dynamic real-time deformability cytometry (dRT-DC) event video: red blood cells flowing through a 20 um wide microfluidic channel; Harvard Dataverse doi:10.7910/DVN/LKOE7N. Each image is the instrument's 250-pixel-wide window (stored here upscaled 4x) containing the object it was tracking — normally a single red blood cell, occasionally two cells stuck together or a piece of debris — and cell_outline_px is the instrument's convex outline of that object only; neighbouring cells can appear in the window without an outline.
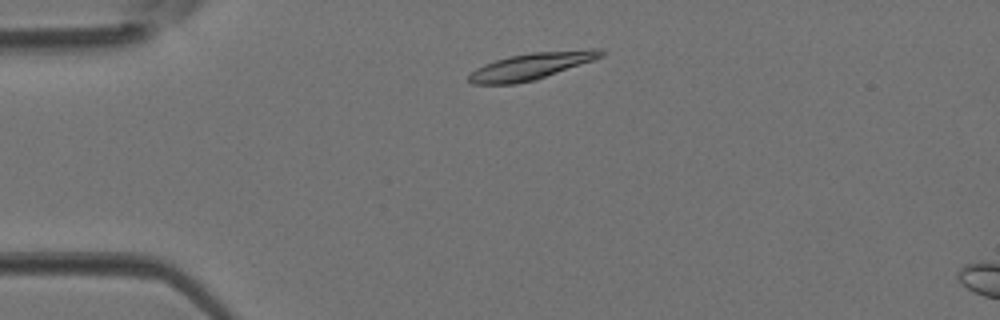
{"species": "Egyptian fruit bat (a non-hibernating species)", "species_latin": "Rousettus aegyptiacus", "temperature_condition": "room temperature", "stored_images_in_passage": 2, "camera_frame_rate_fps": 3000, "um_per_image_px": 0.085, "animal": {"sex": "female"}, "frame": {"image": 1, "passage_image": 1, "time_ms": 0.0, "image_size_px": [1000, 320], "cell_outline_px": [[604, 56], [536, 80], [516, 84], [472, 84], [468, 80], [468, 76], [476, 68], [484, 64], [508, 56], [532, 52], [588, 48], [600, 48], [604, 52]], "centroid_in_image_um": [45.18, 5.61], "position_along_channel_um": 39.8, "area_um2": 20.75}}